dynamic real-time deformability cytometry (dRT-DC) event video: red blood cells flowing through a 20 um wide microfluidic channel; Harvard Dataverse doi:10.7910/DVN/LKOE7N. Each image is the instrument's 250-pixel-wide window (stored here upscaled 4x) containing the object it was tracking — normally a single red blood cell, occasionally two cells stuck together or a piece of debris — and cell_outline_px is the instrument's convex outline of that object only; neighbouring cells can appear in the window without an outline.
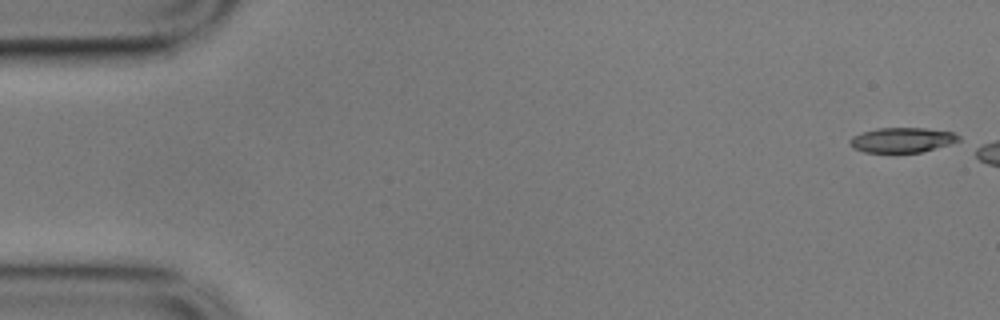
{"species": "common noctule bat (a hibernating species)", "species_latin": "Nyctalus noctula", "temperature_condition": "cold", "stored_images_in_passage": 6, "camera_frame_rate_fps": 3000, "um_per_image_px": 0.085, "animal": {"sex": "male", "body_mass_g": 17.9}, "frame": {"image": 1, "passage_image": 1, "time_ms": 0.0, "image_size_px": [1000, 320], "cell_outline_px": [[960, 140], [948, 144], [920, 152], [864, 152], [852, 148], [848, 144], [848, 140], [852, 136], [876, 128], [924, 128], [952, 132], [960, 136]], "centroid_in_image_um": [76.61, 11.89], "position_along_channel_um": 8.4, "area_um2": 15.66}}